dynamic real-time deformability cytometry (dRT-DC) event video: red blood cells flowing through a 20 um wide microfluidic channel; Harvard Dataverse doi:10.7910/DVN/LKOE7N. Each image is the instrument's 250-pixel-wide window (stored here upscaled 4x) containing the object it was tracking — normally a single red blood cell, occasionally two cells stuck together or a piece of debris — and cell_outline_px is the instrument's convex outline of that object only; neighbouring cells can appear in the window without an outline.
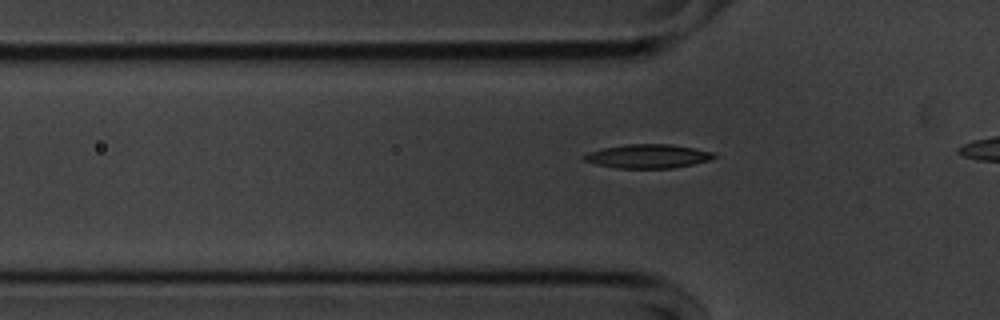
{"species": "common noctule bat (a hibernating species)", "species_latin": "Nyctalus noctula", "temperature_condition": "cold", "stored_images_in_passage": 20, "camera_frame_rate_fps": 3000, "um_per_image_px": 0.085, "animal": {"sex": "male", "body_mass_g": 20.1, "forearm_length_mm": 53.5}, "frame": {"image": 1, "passage_image": 10, "time_ms": 3.0, "image_size_px": [1000, 320], "cell_outline_px": [[716, 156], [708, 160], [692, 164], [672, 168], [616, 168], [596, 164], [584, 160], [580, 156], [588, 152], [604, 148], [624, 144], [672, 144], [696, 148], [716, 152]], "centroid_in_image_um": [55.07, 13.27], "position_along_channel_um": 70.7, "area_um2": 18.15}}
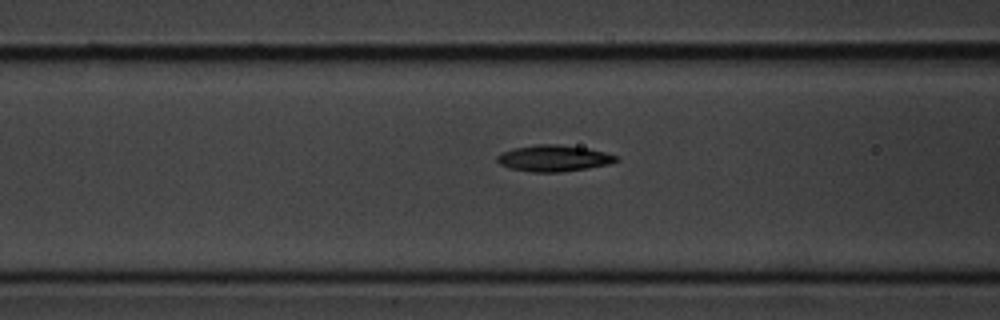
{"frame": {"image": 2, "passage_image": 14, "time_ms": 4.333, "image_size_px": [1000, 320], "cell_outline_px": [[620, 160], [608, 164], [588, 168], [560, 172], [532, 172], [508, 168], [500, 164], [496, 160], [496, 156], [512, 148], [536, 144], [556, 144], [588, 148], [620, 156]], "centroid_in_image_um": [47.08, 13.45], "position_along_channel_um": 119.5, "area_um2": 18.38}}
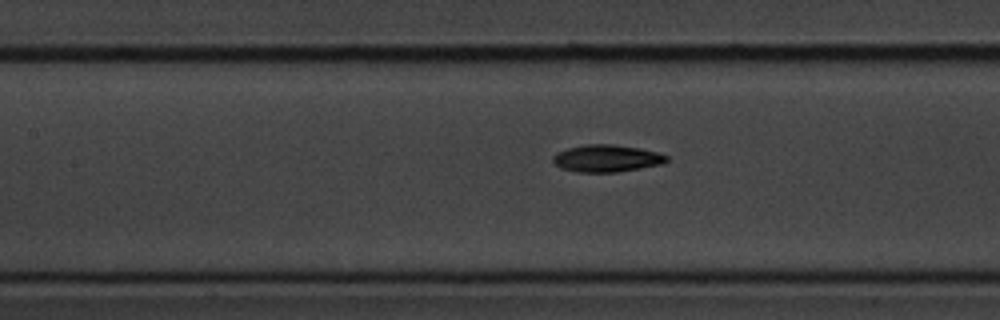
{"frame": {"image": 3, "passage_image": 17, "time_ms": 5.333, "image_size_px": [1000, 320], "cell_outline_px": [[668, 160], [660, 164], [640, 168], [616, 172], [576, 172], [560, 168], [552, 160], [552, 156], [556, 152], [568, 148], [584, 144], [612, 144], [640, 148], [660, 152], [668, 156]], "centroid_in_image_um": [51.55, 13.45], "position_along_channel_um": 155.9, "area_um2": 18.09}}